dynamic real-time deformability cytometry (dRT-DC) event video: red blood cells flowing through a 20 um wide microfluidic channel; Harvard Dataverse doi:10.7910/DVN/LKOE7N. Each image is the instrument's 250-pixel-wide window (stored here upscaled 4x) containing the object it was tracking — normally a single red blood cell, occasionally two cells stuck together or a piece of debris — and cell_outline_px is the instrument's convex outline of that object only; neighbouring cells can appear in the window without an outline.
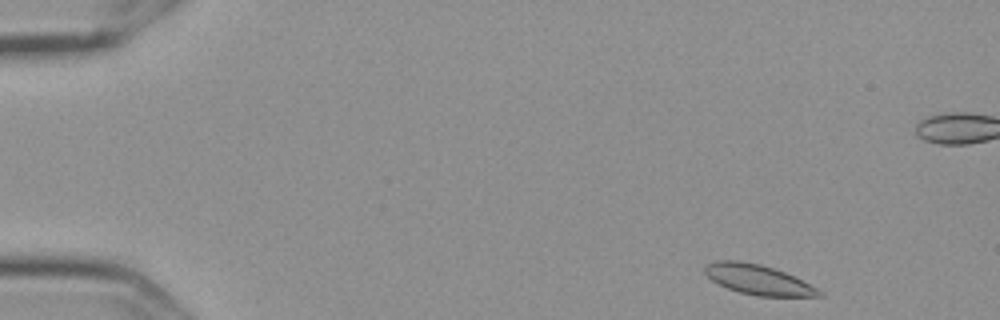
{"species": "Egyptian fruit bat (a non-hibernating species)", "species_latin": "Rousettus aegyptiacus", "temperature_condition": "cold", "stored_images_in_passage": 54, "camera_frame_rate_fps": 3000, "um_per_image_px": 0.085, "frame": {"image": 1, "passage_image": 2, "time_ms": 0.333, "image_size_px": [1000, 320], "cell_outline_px": [[824, 296], [756, 296], [740, 292], [728, 288], [712, 280], [704, 272], [704, 264], [716, 260], [736, 260], [760, 264], [784, 272], [824, 292]], "centroid_in_image_um": [64.4, 23.76], "position_along_channel_um": 20.6, "area_um2": 19.65}}
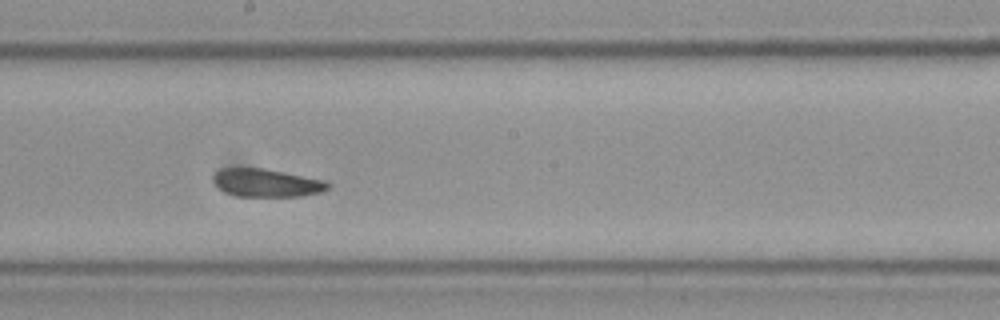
{"frame": {"image": 2, "passage_image": 28, "time_ms": 9.0, "image_size_px": [1000, 320], "cell_outline_px": [[332, 184], [328, 188], [320, 192], [300, 196], [236, 196], [224, 192], [212, 180], [212, 176], [220, 168], [264, 168], [324, 180]], "centroid_in_image_um": [22.63, 15.54], "position_along_channel_um": 225.6, "area_um2": 18.67}}
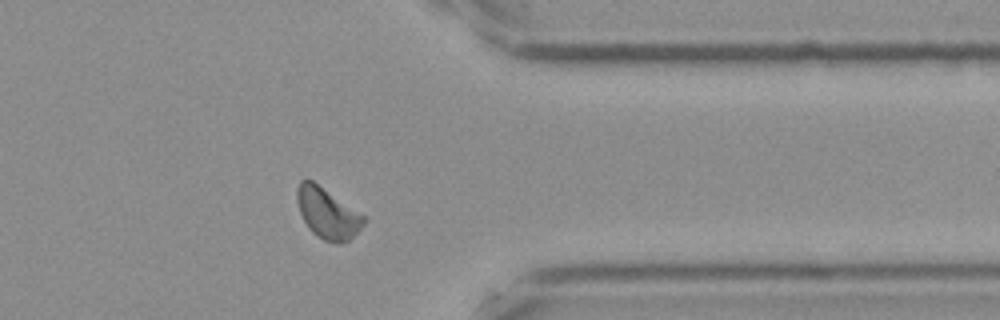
{"frame": {"image": 3, "passage_image": 42, "time_ms": 13.667, "image_size_px": [1000, 320], "cell_outline_px": [[364, 224], [348, 240], [336, 244], [324, 240], [312, 232], [308, 228], [300, 212], [296, 200], [296, 188], [300, 180], [312, 180], [364, 216]], "centroid_in_image_um": [27.78, 18.12], "position_along_channel_um": 383.6, "area_um2": 19.25}, "authors_computed_cell_mechanics": {"area_um2": 19.1607, "velocity_mm_per_s": 3.5605, "shape_relaxation_time_tau1_ms": null, "shape_relaxation_time_tau2_ms": 6.5642, "deformation_change_tau1": null, "deformation_change_tau2": 0.0875}}